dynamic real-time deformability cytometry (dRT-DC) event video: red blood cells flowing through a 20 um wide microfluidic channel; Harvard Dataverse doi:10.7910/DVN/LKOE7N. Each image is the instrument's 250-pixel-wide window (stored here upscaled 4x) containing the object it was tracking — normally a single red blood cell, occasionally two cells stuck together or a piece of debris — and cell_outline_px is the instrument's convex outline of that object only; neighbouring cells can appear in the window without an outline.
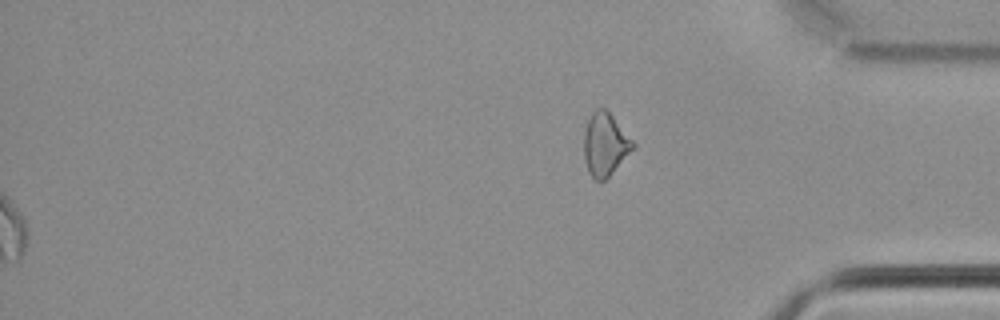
{"species": "common noctule bat (a hibernating species)", "species_latin": "Nyctalus noctula", "temperature_condition": "cold", "stored_images_in_passage": 36, "segment_of_instrument_passage": [2, 2], "camera_frame_rate_fps": 3000, "um_per_image_px": 0.085, "animal": {"sex": "male", "body_mass_g": 21.5, "forearm_length_mm": 52.0}, "frame": {"image": 1, "passage_image": 36, "time_ms": 11.667, "image_size_px": [1000, 320], "cell_outline_px": [[636, 148], [604, 180], [596, 180], [592, 176], [584, 160], [584, 132], [588, 120], [592, 112], [596, 108], [604, 108], [612, 116], [636, 144]], "centroid_in_image_um": [51.44, 12.26], "position_along_channel_um": 383.8, "area_um2": 17.74}}